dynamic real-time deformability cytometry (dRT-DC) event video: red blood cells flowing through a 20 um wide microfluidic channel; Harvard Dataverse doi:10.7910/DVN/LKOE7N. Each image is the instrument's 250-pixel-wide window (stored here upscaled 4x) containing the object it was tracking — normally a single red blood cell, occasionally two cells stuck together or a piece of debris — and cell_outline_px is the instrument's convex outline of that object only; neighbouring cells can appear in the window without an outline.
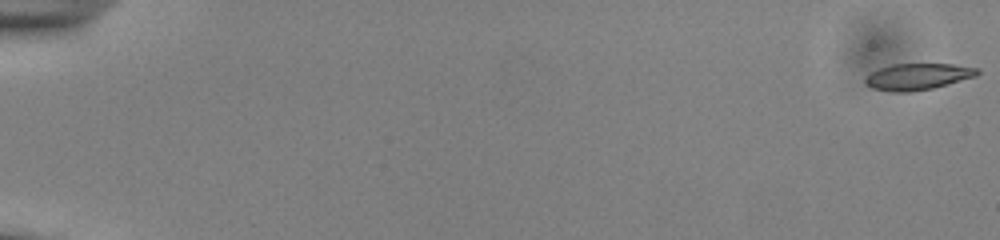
{"species": "common noctule bat (a hibernating species)", "species_latin": "Nyctalus noctula", "temperature_condition": "cold", "stored_images_in_passage": 55, "camera_frame_rate_fps": 3000, "um_per_image_px": 0.085, "animal": {"sex": "male", "body_mass_g": 13.0, "forearm_length_mm": 53.1}, "frame": {"image": 1, "passage_image": 1, "time_ms": 0.0, "image_size_px": [1000, 240], "cell_outline_px": [[980, 72], [976, 76], [948, 84], [932, 88], [912, 92], [892, 92], [872, 88], [864, 84], [864, 80], [872, 72], [880, 68], [892, 64], [952, 64], [980, 68]], "centroid_in_image_um": [78.02, 6.51], "position_along_channel_um": 7.0, "area_um2": 17.28}}
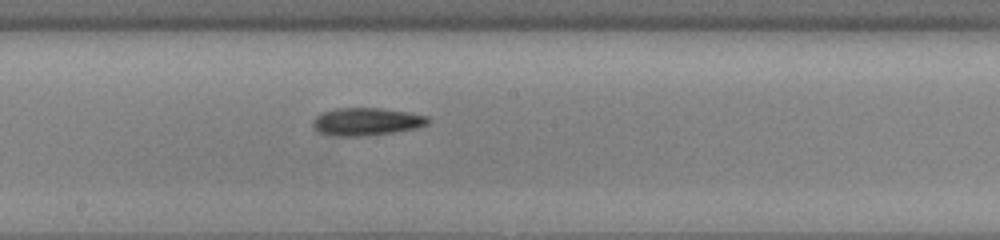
{"frame": {"image": 2, "passage_image": 32, "time_ms": 10.333, "image_size_px": [1000, 240], "cell_outline_px": [[432, 120], [428, 124], [416, 128], [392, 132], [364, 136], [336, 136], [320, 132], [312, 128], [312, 120], [316, 116], [324, 112], [336, 108], [380, 108], [408, 112], [428, 116]], "centroid_in_image_um": [31.16, 10.33], "position_along_channel_um": 217.0, "area_um2": 18.61}}
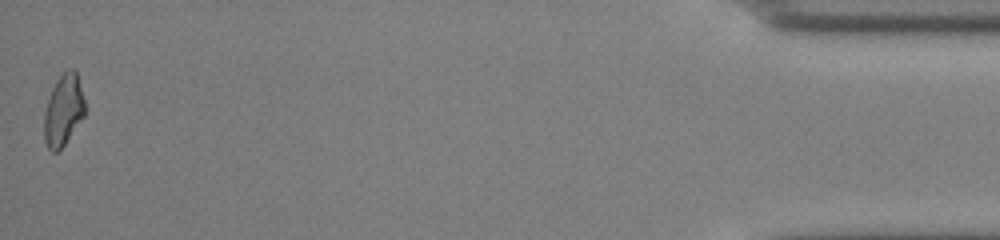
{"frame": {"image": 3, "passage_image": 55, "time_ms": 18.0, "image_size_px": [1000, 240], "cell_outline_px": [[84, 116], [64, 144], [56, 152], [52, 152], [48, 148], [44, 140], [44, 112], [52, 88], [56, 80], [64, 72], [72, 68], [76, 72], [84, 100]], "centroid_in_image_um": [5.37, 9.38], "position_along_channel_um": 429.8, "area_um2": 16.59}, "authors_computed_cell_mechanics": {"area_um2": 17.7446, "velocity_mm_per_s": 3.8671, "shape_relaxation_time_tau1_ms": 5.0837, "shape_relaxation_time_tau2_ms": 7.3051, "deformation_change_tau1": 0.1517, "deformation_change_tau2": 0.1635}}